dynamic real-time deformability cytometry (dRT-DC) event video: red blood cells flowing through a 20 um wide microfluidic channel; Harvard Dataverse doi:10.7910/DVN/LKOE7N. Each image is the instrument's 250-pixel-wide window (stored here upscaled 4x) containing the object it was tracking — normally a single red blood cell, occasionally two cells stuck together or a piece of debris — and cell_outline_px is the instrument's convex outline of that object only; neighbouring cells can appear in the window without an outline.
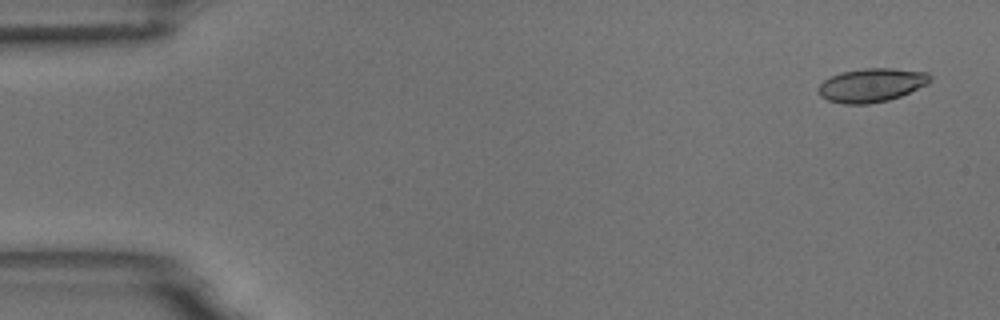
{"species": "common noctule bat (a hibernating species)", "species_latin": "Nyctalus noctula", "temperature_condition": "room temperature", "stored_images_in_passage": 4, "camera_frame_rate_fps": 3000, "um_per_image_px": 0.085, "animal": {"sex": "male", "body_mass_g": 18.8}, "frame": {"image": 1, "passage_image": 1, "time_ms": 0.0, "image_size_px": [1000, 320], "cell_outline_px": [[932, 80], [928, 84], [900, 96], [888, 100], [868, 104], [844, 104], [828, 100], [820, 96], [816, 92], [816, 88], [824, 80], [840, 72], [864, 68], [888, 68], [928, 72], [932, 76]], "centroid_in_image_um": [74.07, 7.23], "position_along_channel_um": 10.9, "area_um2": 22.08}}
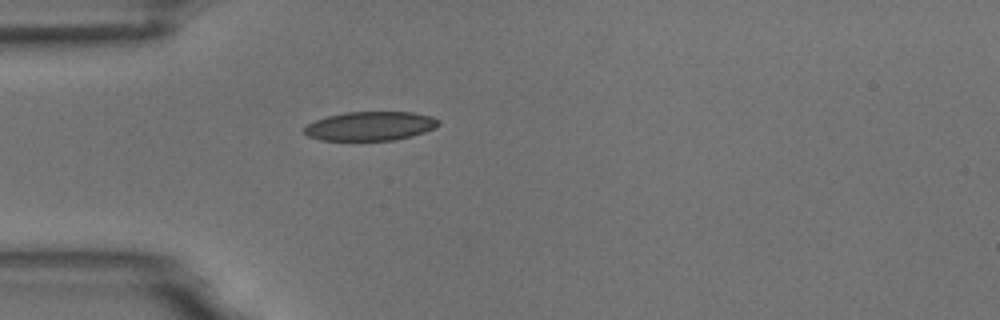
{"frame": {"image": 2, "passage_image": 4, "time_ms": 4.333, "image_size_px": [1000, 320], "cell_outline_px": [[440, 124], [424, 132], [412, 136], [396, 140], [320, 140], [308, 136], [304, 132], [304, 128], [308, 124], [316, 120], [328, 116], [344, 112], [412, 112], [432, 116], [440, 120]], "centroid_in_image_um": [31.49, 10.71], "position_along_channel_um": 53.5, "area_um2": 22.66}}